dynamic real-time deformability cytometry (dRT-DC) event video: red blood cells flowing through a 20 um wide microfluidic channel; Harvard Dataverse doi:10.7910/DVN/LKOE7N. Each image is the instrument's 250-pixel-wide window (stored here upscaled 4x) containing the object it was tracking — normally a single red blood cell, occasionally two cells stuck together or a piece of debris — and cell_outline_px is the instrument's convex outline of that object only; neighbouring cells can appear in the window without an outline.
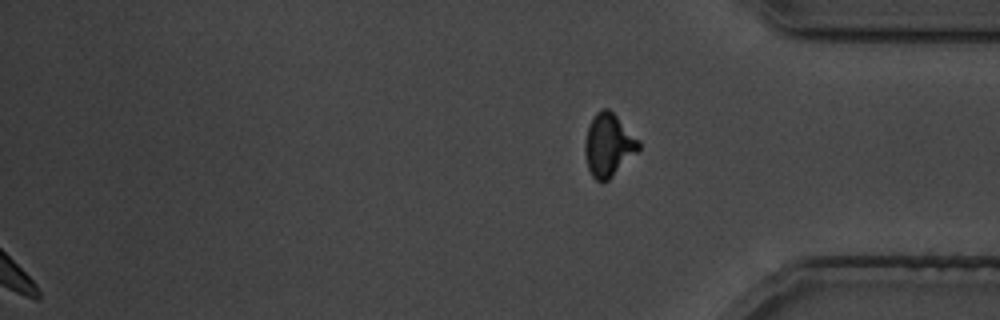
{"species": "common noctule bat (a hibernating species)", "species_latin": "Nyctalus noctula", "temperature_condition": "cold", "stored_images_in_passage": 30, "segment_of_instrument_passage": [2, 2], "camera_frame_rate_fps": 3000, "um_per_image_px": 0.085, "animal": {"sex": "male", "body_mass_g": 19.5, "forearm_length_mm": 54.6}, "frame": {"image": 1, "passage_image": 30, "time_ms": 35.333, "image_size_px": [1000, 320], "cell_outline_px": [[640, 148], [608, 180], [596, 180], [592, 176], [588, 168], [584, 152], [584, 144], [588, 128], [596, 112], [604, 108], [608, 108], [640, 140]], "centroid_in_image_um": [51.71, 12.32], "position_along_channel_um": 383.5, "area_um2": 19.25}}